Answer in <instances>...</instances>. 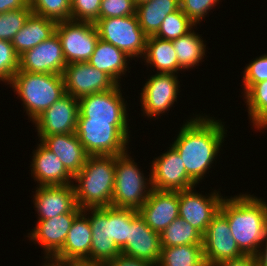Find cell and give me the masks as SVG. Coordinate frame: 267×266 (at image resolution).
<instances>
[{
    "label": "cell",
    "mask_w": 267,
    "mask_h": 266,
    "mask_svg": "<svg viewBox=\"0 0 267 266\" xmlns=\"http://www.w3.org/2000/svg\"><path fill=\"white\" fill-rule=\"evenodd\" d=\"M225 128L221 120L199 113L186 120L174 138L172 146L183 159L187 174L197 184L206 177L207 171L210 172L208 169L216 161L227 134Z\"/></svg>",
    "instance_id": "1"
},
{
    "label": "cell",
    "mask_w": 267,
    "mask_h": 266,
    "mask_svg": "<svg viewBox=\"0 0 267 266\" xmlns=\"http://www.w3.org/2000/svg\"><path fill=\"white\" fill-rule=\"evenodd\" d=\"M244 254L256 255L267 234V202L251 194L224 199L219 211Z\"/></svg>",
    "instance_id": "2"
},
{
    "label": "cell",
    "mask_w": 267,
    "mask_h": 266,
    "mask_svg": "<svg viewBox=\"0 0 267 266\" xmlns=\"http://www.w3.org/2000/svg\"><path fill=\"white\" fill-rule=\"evenodd\" d=\"M115 161L116 156H88L82 169L73 177L78 207L85 209L112 206Z\"/></svg>",
    "instance_id": "3"
},
{
    "label": "cell",
    "mask_w": 267,
    "mask_h": 266,
    "mask_svg": "<svg viewBox=\"0 0 267 266\" xmlns=\"http://www.w3.org/2000/svg\"><path fill=\"white\" fill-rule=\"evenodd\" d=\"M9 85L20 97L26 114L32 122L66 94L60 74L31 73L19 70Z\"/></svg>",
    "instance_id": "4"
},
{
    "label": "cell",
    "mask_w": 267,
    "mask_h": 266,
    "mask_svg": "<svg viewBox=\"0 0 267 266\" xmlns=\"http://www.w3.org/2000/svg\"><path fill=\"white\" fill-rule=\"evenodd\" d=\"M128 153L116 156L112 206L138 211L152 190L151 173L146 178Z\"/></svg>",
    "instance_id": "5"
},
{
    "label": "cell",
    "mask_w": 267,
    "mask_h": 266,
    "mask_svg": "<svg viewBox=\"0 0 267 266\" xmlns=\"http://www.w3.org/2000/svg\"><path fill=\"white\" fill-rule=\"evenodd\" d=\"M129 128L109 122L78 121L76 135L89 156H119L128 151Z\"/></svg>",
    "instance_id": "6"
},
{
    "label": "cell",
    "mask_w": 267,
    "mask_h": 266,
    "mask_svg": "<svg viewBox=\"0 0 267 266\" xmlns=\"http://www.w3.org/2000/svg\"><path fill=\"white\" fill-rule=\"evenodd\" d=\"M95 25L99 39L119 48L131 60L143 58L147 36L139 25L137 15L99 18Z\"/></svg>",
    "instance_id": "7"
},
{
    "label": "cell",
    "mask_w": 267,
    "mask_h": 266,
    "mask_svg": "<svg viewBox=\"0 0 267 266\" xmlns=\"http://www.w3.org/2000/svg\"><path fill=\"white\" fill-rule=\"evenodd\" d=\"M126 102L122 97L121 84L111 90L86 95L79 99L78 121L129 125Z\"/></svg>",
    "instance_id": "8"
},
{
    "label": "cell",
    "mask_w": 267,
    "mask_h": 266,
    "mask_svg": "<svg viewBox=\"0 0 267 266\" xmlns=\"http://www.w3.org/2000/svg\"><path fill=\"white\" fill-rule=\"evenodd\" d=\"M56 34L61 41L67 64L88 62L99 41L96 25L90 22L59 21L56 26Z\"/></svg>",
    "instance_id": "9"
},
{
    "label": "cell",
    "mask_w": 267,
    "mask_h": 266,
    "mask_svg": "<svg viewBox=\"0 0 267 266\" xmlns=\"http://www.w3.org/2000/svg\"><path fill=\"white\" fill-rule=\"evenodd\" d=\"M177 74L156 73L148 78L140 93L141 111L152 119L170 110L180 93Z\"/></svg>",
    "instance_id": "10"
},
{
    "label": "cell",
    "mask_w": 267,
    "mask_h": 266,
    "mask_svg": "<svg viewBox=\"0 0 267 266\" xmlns=\"http://www.w3.org/2000/svg\"><path fill=\"white\" fill-rule=\"evenodd\" d=\"M169 150L153 158L151 170L152 189L159 191H183L198 184L187 174L182 158L170 144Z\"/></svg>",
    "instance_id": "11"
},
{
    "label": "cell",
    "mask_w": 267,
    "mask_h": 266,
    "mask_svg": "<svg viewBox=\"0 0 267 266\" xmlns=\"http://www.w3.org/2000/svg\"><path fill=\"white\" fill-rule=\"evenodd\" d=\"M65 93L77 99L115 88L118 84L88 62H73L62 72Z\"/></svg>",
    "instance_id": "12"
},
{
    "label": "cell",
    "mask_w": 267,
    "mask_h": 266,
    "mask_svg": "<svg viewBox=\"0 0 267 266\" xmlns=\"http://www.w3.org/2000/svg\"><path fill=\"white\" fill-rule=\"evenodd\" d=\"M161 250L160 234L146 224L137 210L129 209L128 243L121 254L156 266Z\"/></svg>",
    "instance_id": "13"
},
{
    "label": "cell",
    "mask_w": 267,
    "mask_h": 266,
    "mask_svg": "<svg viewBox=\"0 0 267 266\" xmlns=\"http://www.w3.org/2000/svg\"><path fill=\"white\" fill-rule=\"evenodd\" d=\"M79 115V99L65 94L54 102L32 123L41 141L45 136L53 134L76 133Z\"/></svg>",
    "instance_id": "14"
},
{
    "label": "cell",
    "mask_w": 267,
    "mask_h": 266,
    "mask_svg": "<svg viewBox=\"0 0 267 266\" xmlns=\"http://www.w3.org/2000/svg\"><path fill=\"white\" fill-rule=\"evenodd\" d=\"M194 190L193 187L179 191V217L204 235L209 223L220 211L224 198L217 190L206 196Z\"/></svg>",
    "instance_id": "15"
},
{
    "label": "cell",
    "mask_w": 267,
    "mask_h": 266,
    "mask_svg": "<svg viewBox=\"0 0 267 266\" xmlns=\"http://www.w3.org/2000/svg\"><path fill=\"white\" fill-rule=\"evenodd\" d=\"M203 255L207 266L242 256L227 219L220 213L211 220L203 235Z\"/></svg>",
    "instance_id": "16"
},
{
    "label": "cell",
    "mask_w": 267,
    "mask_h": 266,
    "mask_svg": "<svg viewBox=\"0 0 267 266\" xmlns=\"http://www.w3.org/2000/svg\"><path fill=\"white\" fill-rule=\"evenodd\" d=\"M81 212L82 209L76 206L70 213L47 220H38L34 229L28 233V240L42 246L44 258H52L63 247L74 219Z\"/></svg>",
    "instance_id": "17"
},
{
    "label": "cell",
    "mask_w": 267,
    "mask_h": 266,
    "mask_svg": "<svg viewBox=\"0 0 267 266\" xmlns=\"http://www.w3.org/2000/svg\"><path fill=\"white\" fill-rule=\"evenodd\" d=\"M66 65L62 44L56 33L19 57V70L31 73L62 75Z\"/></svg>",
    "instance_id": "18"
},
{
    "label": "cell",
    "mask_w": 267,
    "mask_h": 266,
    "mask_svg": "<svg viewBox=\"0 0 267 266\" xmlns=\"http://www.w3.org/2000/svg\"><path fill=\"white\" fill-rule=\"evenodd\" d=\"M138 212L153 231L161 234L179 217V191L152 189Z\"/></svg>",
    "instance_id": "19"
},
{
    "label": "cell",
    "mask_w": 267,
    "mask_h": 266,
    "mask_svg": "<svg viewBox=\"0 0 267 266\" xmlns=\"http://www.w3.org/2000/svg\"><path fill=\"white\" fill-rule=\"evenodd\" d=\"M82 211L88 215L92 231L89 260L107 264L121 255V250L116 246L115 242L110 239L109 206L85 208L82 209Z\"/></svg>",
    "instance_id": "20"
},
{
    "label": "cell",
    "mask_w": 267,
    "mask_h": 266,
    "mask_svg": "<svg viewBox=\"0 0 267 266\" xmlns=\"http://www.w3.org/2000/svg\"><path fill=\"white\" fill-rule=\"evenodd\" d=\"M33 196L37 220L70 213L77 206L73 184L37 186Z\"/></svg>",
    "instance_id": "21"
},
{
    "label": "cell",
    "mask_w": 267,
    "mask_h": 266,
    "mask_svg": "<svg viewBox=\"0 0 267 266\" xmlns=\"http://www.w3.org/2000/svg\"><path fill=\"white\" fill-rule=\"evenodd\" d=\"M34 149L31 162V176L36 186L73 184V176L66 170L61 160L41 141Z\"/></svg>",
    "instance_id": "22"
},
{
    "label": "cell",
    "mask_w": 267,
    "mask_h": 266,
    "mask_svg": "<svg viewBox=\"0 0 267 266\" xmlns=\"http://www.w3.org/2000/svg\"><path fill=\"white\" fill-rule=\"evenodd\" d=\"M41 142L61 160L73 177L79 173L89 156L76 133L48 135Z\"/></svg>",
    "instance_id": "23"
},
{
    "label": "cell",
    "mask_w": 267,
    "mask_h": 266,
    "mask_svg": "<svg viewBox=\"0 0 267 266\" xmlns=\"http://www.w3.org/2000/svg\"><path fill=\"white\" fill-rule=\"evenodd\" d=\"M92 231L88 216L82 211L70 227L63 247L52 257L56 260H89Z\"/></svg>",
    "instance_id": "24"
},
{
    "label": "cell",
    "mask_w": 267,
    "mask_h": 266,
    "mask_svg": "<svg viewBox=\"0 0 267 266\" xmlns=\"http://www.w3.org/2000/svg\"><path fill=\"white\" fill-rule=\"evenodd\" d=\"M57 23L55 20L31 13L11 41L16 53L20 56L52 37L56 33Z\"/></svg>",
    "instance_id": "25"
},
{
    "label": "cell",
    "mask_w": 267,
    "mask_h": 266,
    "mask_svg": "<svg viewBox=\"0 0 267 266\" xmlns=\"http://www.w3.org/2000/svg\"><path fill=\"white\" fill-rule=\"evenodd\" d=\"M130 57L114 45L99 39L88 63L108 74L118 85L129 70ZM128 68V69H127Z\"/></svg>",
    "instance_id": "26"
},
{
    "label": "cell",
    "mask_w": 267,
    "mask_h": 266,
    "mask_svg": "<svg viewBox=\"0 0 267 266\" xmlns=\"http://www.w3.org/2000/svg\"><path fill=\"white\" fill-rule=\"evenodd\" d=\"M144 62L148 66L156 68L158 73L178 74L183 71L178 65L176 52L172 41L163 40L155 36L146 39Z\"/></svg>",
    "instance_id": "27"
},
{
    "label": "cell",
    "mask_w": 267,
    "mask_h": 266,
    "mask_svg": "<svg viewBox=\"0 0 267 266\" xmlns=\"http://www.w3.org/2000/svg\"><path fill=\"white\" fill-rule=\"evenodd\" d=\"M179 8V0H147L136 5V15L144 34L154 36L166 16Z\"/></svg>",
    "instance_id": "28"
},
{
    "label": "cell",
    "mask_w": 267,
    "mask_h": 266,
    "mask_svg": "<svg viewBox=\"0 0 267 266\" xmlns=\"http://www.w3.org/2000/svg\"><path fill=\"white\" fill-rule=\"evenodd\" d=\"M201 38V35L195 33L193 28L186 35L172 41L177 55L178 65L183 70L193 69V67L198 66L202 62V59L205 58L206 43Z\"/></svg>",
    "instance_id": "29"
},
{
    "label": "cell",
    "mask_w": 267,
    "mask_h": 266,
    "mask_svg": "<svg viewBox=\"0 0 267 266\" xmlns=\"http://www.w3.org/2000/svg\"><path fill=\"white\" fill-rule=\"evenodd\" d=\"M157 266H207L202 245L162 247Z\"/></svg>",
    "instance_id": "30"
},
{
    "label": "cell",
    "mask_w": 267,
    "mask_h": 266,
    "mask_svg": "<svg viewBox=\"0 0 267 266\" xmlns=\"http://www.w3.org/2000/svg\"><path fill=\"white\" fill-rule=\"evenodd\" d=\"M245 99L248 117L257 130L267 129V80L253 84L242 95Z\"/></svg>",
    "instance_id": "31"
},
{
    "label": "cell",
    "mask_w": 267,
    "mask_h": 266,
    "mask_svg": "<svg viewBox=\"0 0 267 266\" xmlns=\"http://www.w3.org/2000/svg\"><path fill=\"white\" fill-rule=\"evenodd\" d=\"M161 247L203 245V235L186 220L178 217L160 234Z\"/></svg>",
    "instance_id": "32"
},
{
    "label": "cell",
    "mask_w": 267,
    "mask_h": 266,
    "mask_svg": "<svg viewBox=\"0 0 267 266\" xmlns=\"http://www.w3.org/2000/svg\"><path fill=\"white\" fill-rule=\"evenodd\" d=\"M195 26L196 25L179 8L177 11L166 16L158 32L154 36L163 40L173 41L186 35L195 28Z\"/></svg>",
    "instance_id": "33"
},
{
    "label": "cell",
    "mask_w": 267,
    "mask_h": 266,
    "mask_svg": "<svg viewBox=\"0 0 267 266\" xmlns=\"http://www.w3.org/2000/svg\"><path fill=\"white\" fill-rule=\"evenodd\" d=\"M32 13L55 20H71V0H29Z\"/></svg>",
    "instance_id": "34"
},
{
    "label": "cell",
    "mask_w": 267,
    "mask_h": 266,
    "mask_svg": "<svg viewBox=\"0 0 267 266\" xmlns=\"http://www.w3.org/2000/svg\"><path fill=\"white\" fill-rule=\"evenodd\" d=\"M110 239L122 250L128 243L129 208L109 206Z\"/></svg>",
    "instance_id": "35"
},
{
    "label": "cell",
    "mask_w": 267,
    "mask_h": 266,
    "mask_svg": "<svg viewBox=\"0 0 267 266\" xmlns=\"http://www.w3.org/2000/svg\"><path fill=\"white\" fill-rule=\"evenodd\" d=\"M32 13L30 7L0 13V40L12 41Z\"/></svg>",
    "instance_id": "36"
},
{
    "label": "cell",
    "mask_w": 267,
    "mask_h": 266,
    "mask_svg": "<svg viewBox=\"0 0 267 266\" xmlns=\"http://www.w3.org/2000/svg\"><path fill=\"white\" fill-rule=\"evenodd\" d=\"M19 57L10 41L0 40V82L10 84L19 71Z\"/></svg>",
    "instance_id": "37"
},
{
    "label": "cell",
    "mask_w": 267,
    "mask_h": 266,
    "mask_svg": "<svg viewBox=\"0 0 267 266\" xmlns=\"http://www.w3.org/2000/svg\"><path fill=\"white\" fill-rule=\"evenodd\" d=\"M243 71L242 90L245 93L253 84L267 80V53L246 64Z\"/></svg>",
    "instance_id": "38"
},
{
    "label": "cell",
    "mask_w": 267,
    "mask_h": 266,
    "mask_svg": "<svg viewBox=\"0 0 267 266\" xmlns=\"http://www.w3.org/2000/svg\"><path fill=\"white\" fill-rule=\"evenodd\" d=\"M101 0H71V20L95 23Z\"/></svg>",
    "instance_id": "39"
},
{
    "label": "cell",
    "mask_w": 267,
    "mask_h": 266,
    "mask_svg": "<svg viewBox=\"0 0 267 266\" xmlns=\"http://www.w3.org/2000/svg\"><path fill=\"white\" fill-rule=\"evenodd\" d=\"M221 0H179L180 9L196 25L205 19V16L214 9ZM209 11V12H208Z\"/></svg>",
    "instance_id": "40"
},
{
    "label": "cell",
    "mask_w": 267,
    "mask_h": 266,
    "mask_svg": "<svg viewBox=\"0 0 267 266\" xmlns=\"http://www.w3.org/2000/svg\"><path fill=\"white\" fill-rule=\"evenodd\" d=\"M136 15L134 0H101L99 18Z\"/></svg>",
    "instance_id": "41"
},
{
    "label": "cell",
    "mask_w": 267,
    "mask_h": 266,
    "mask_svg": "<svg viewBox=\"0 0 267 266\" xmlns=\"http://www.w3.org/2000/svg\"><path fill=\"white\" fill-rule=\"evenodd\" d=\"M211 266H257L256 256L243 254L240 257L221 261Z\"/></svg>",
    "instance_id": "42"
},
{
    "label": "cell",
    "mask_w": 267,
    "mask_h": 266,
    "mask_svg": "<svg viewBox=\"0 0 267 266\" xmlns=\"http://www.w3.org/2000/svg\"><path fill=\"white\" fill-rule=\"evenodd\" d=\"M106 266H155L149 262L129 258L124 255L117 256L114 260L106 264Z\"/></svg>",
    "instance_id": "43"
},
{
    "label": "cell",
    "mask_w": 267,
    "mask_h": 266,
    "mask_svg": "<svg viewBox=\"0 0 267 266\" xmlns=\"http://www.w3.org/2000/svg\"><path fill=\"white\" fill-rule=\"evenodd\" d=\"M29 6V0H0V13L22 9Z\"/></svg>",
    "instance_id": "44"
},
{
    "label": "cell",
    "mask_w": 267,
    "mask_h": 266,
    "mask_svg": "<svg viewBox=\"0 0 267 266\" xmlns=\"http://www.w3.org/2000/svg\"><path fill=\"white\" fill-rule=\"evenodd\" d=\"M257 266H267V234L265 240L261 244L258 253L255 255Z\"/></svg>",
    "instance_id": "45"
},
{
    "label": "cell",
    "mask_w": 267,
    "mask_h": 266,
    "mask_svg": "<svg viewBox=\"0 0 267 266\" xmlns=\"http://www.w3.org/2000/svg\"><path fill=\"white\" fill-rule=\"evenodd\" d=\"M64 266H106V264L90 261L87 259L83 260H63L60 261Z\"/></svg>",
    "instance_id": "46"
},
{
    "label": "cell",
    "mask_w": 267,
    "mask_h": 266,
    "mask_svg": "<svg viewBox=\"0 0 267 266\" xmlns=\"http://www.w3.org/2000/svg\"><path fill=\"white\" fill-rule=\"evenodd\" d=\"M44 259H45V262L43 263L42 266H64L59 260H56L54 258L45 257Z\"/></svg>",
    "instance_id": "47"
},
{
    "label": "cell",
    "mask_w": 267,
    "mask_h": 266,
    "mask_svg": "<svg viewBox=\"0 0 267 266\" xmlns=\"http://www.w3.org/2000/svg\"><path fill=\"white\" fill-rule=\"evenodd\" d=\"M135 1V4L138 5L139 3H142L144 1H147V0H134Z\"/></svg>",
    "instance_id": "48"
}]
</instances>
